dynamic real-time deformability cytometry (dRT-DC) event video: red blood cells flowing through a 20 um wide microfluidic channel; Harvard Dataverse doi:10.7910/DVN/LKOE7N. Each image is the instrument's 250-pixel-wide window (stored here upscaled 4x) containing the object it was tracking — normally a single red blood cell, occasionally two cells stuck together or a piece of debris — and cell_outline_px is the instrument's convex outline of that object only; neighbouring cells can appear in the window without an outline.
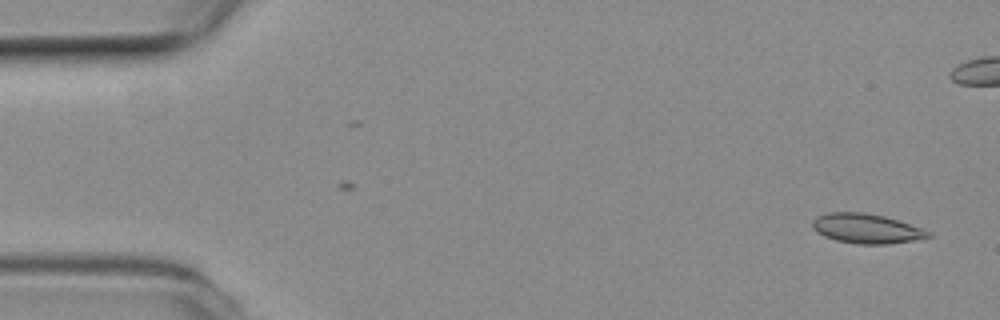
{"species": "common noctule bat (a hibernating species)", "species_latin": "Nyctalus noctula", "temperature_condition": "room temperature", "stored_images_in_passage": 53, "camera_frame_rate_fps": 3000, "um_per_image_px": 0.085, "animal": {"sex": "female", "body_mass_g": 19.3, "forearm_length_mm": 54.1}, "frame": {"image": 1, "passage_image": 2, "time_ms": 0.333, "image_size_px": [1000, 320], "cell_outline_px": [[932, 236], [912, 240], [888, 244], [856, 244], [836, 240], [824, 236], [816, 232], [812, 228], [812, 220], [816, 216], [828, 212], [864, 212], [884, 216], [932, 232]], "centroid_in_image_um": [73.59, 19.42], "position_along_channel_um": 11.4, "area_um2": 19.94}}
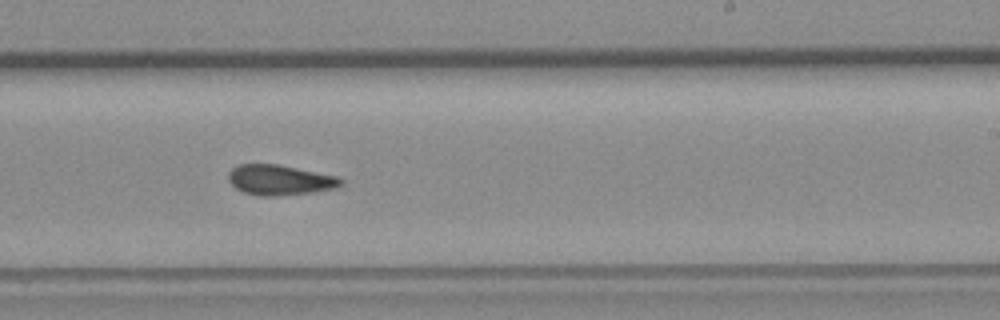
{"frame": {"image": 2, "passage_image": 31, "time_ms": 10.0, "image_size_px": [1000, 320], "cell_outline_px": [[344, 184], [340, 188], [312, 192], [276, 196], [256, 196], [244, 192], [236, 188], [228, 180], [228, 172], [232, 168], [240, 164], [276, 164], [340, 176], [344, 180]], "centroid_in_image_um": [23.84, 15.3], "position_along_channel_um": 265.2, "area_um2": 20.11}}
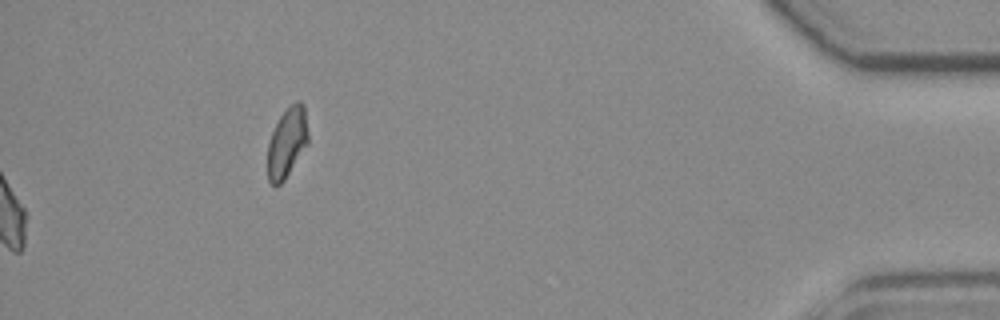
{"frame": {"image": 3, "passage_image": 53, "time_ms": 17.333, "image_size_px": [1000, 320], "cell_outline_px": [[308, 144], [284, 180], [280, 184], [272, 184], [268, 180], [268, 144], [272, 132], [280, 116], [296, 100], [300, 100], [304, 104], [308, 132]], "centroid_in_image_um": [24.42, 12.1], "position_along_channel_um": 410.8, "area_um2": 16.36}, "authors_computed_cell_mechanics": {"area_um2": 19.652, "velocity_mm_per_s": 3.8753, "shape_relaxation_time_tau1_ms": null, "shape_relaxation_time_tau2_ms": 5.0762, "deformation_change_tau1": null, "deformation_change_tau2": 0.1152}}